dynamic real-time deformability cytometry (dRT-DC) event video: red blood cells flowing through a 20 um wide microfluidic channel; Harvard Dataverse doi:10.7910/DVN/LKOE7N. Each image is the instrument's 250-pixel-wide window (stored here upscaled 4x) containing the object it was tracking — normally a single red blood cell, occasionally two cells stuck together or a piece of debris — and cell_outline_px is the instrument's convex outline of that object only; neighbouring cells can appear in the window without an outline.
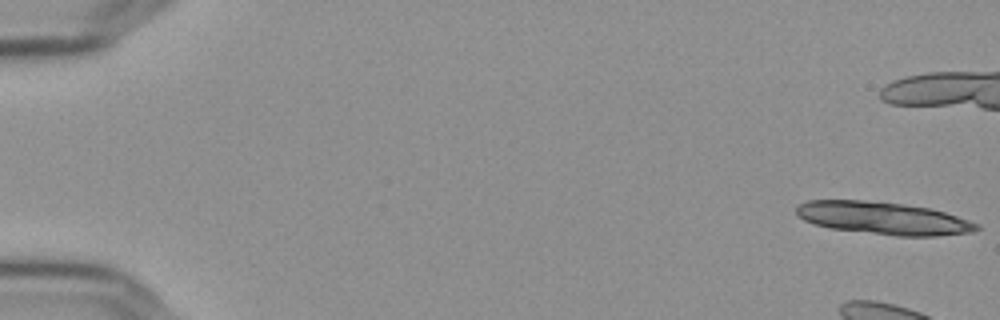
{"species": "Egyptian fruit bat (a non-hibernating species)", "species_latin": "Rousettus aegyptiacus", "temperature_condition": "cold", "stored_images_in_passage": 8, "camera_frame_rate_fps": 3000, "um_per_image_px": 0.085, "frame": {"image": 1, "passage_image": 1, "time_ms": 0.0, "image_size_px": [1000, 320], "cell_outline_px": [[980, 228], [972, 232], [936, 236], [896, 236], [832, 228], [812, 224], [804, 220], [796, 212], [796, 204], [808, 200], [864, 200], [900, 204], [928, 208], [944, 212], [980, 224]], "centroid_in_image_um": [75.05, 18.55], "position_along_channel_um": 9.9, "area_um2": 33.99}}